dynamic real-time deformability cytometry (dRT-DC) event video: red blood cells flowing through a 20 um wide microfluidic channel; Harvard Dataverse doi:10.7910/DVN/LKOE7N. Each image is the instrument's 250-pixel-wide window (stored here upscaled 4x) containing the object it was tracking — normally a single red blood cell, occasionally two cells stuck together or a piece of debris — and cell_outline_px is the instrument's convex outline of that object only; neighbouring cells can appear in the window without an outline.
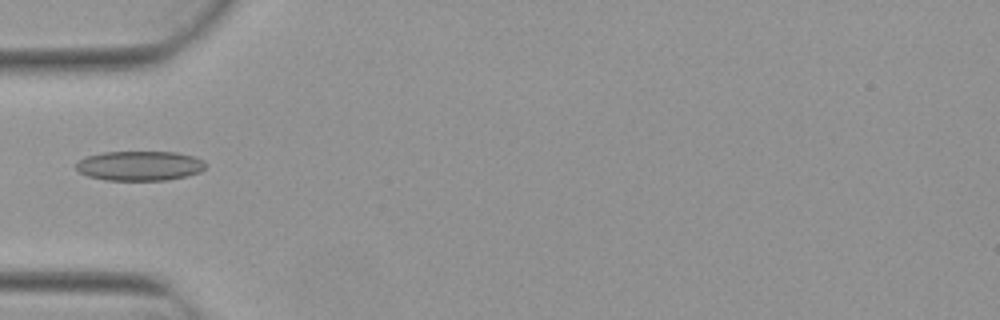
{"species": "Egyptian fruit bat (a non-hibernating species)", "species_latin": "Rousettus aegyptiacus", "temperature_condition": "warm", "stored_images_in_passage": 3, "camera_frame_rate_fps": 3000, "um_per_image_px": 0.085, "animal": {"sex": "female"}, "frame": {"image": 1, "passage_image": 3, "time_ms": 0.667, "image_size_px": [1000, 320], "cell_outline_px": [[208, 164], [200, 172], [188, 176], [164, 180], [104, 180], [88, 176], [80, 172], [76, 168], [76, 164], [80, 160], [88, 156], [104, 152], [176, 152], [192, 156], [204, 160]], "centroid_in_image_um": [11.91, 14.09], "position_along_channel_um": 73.1, "area_um2": 22.37}}